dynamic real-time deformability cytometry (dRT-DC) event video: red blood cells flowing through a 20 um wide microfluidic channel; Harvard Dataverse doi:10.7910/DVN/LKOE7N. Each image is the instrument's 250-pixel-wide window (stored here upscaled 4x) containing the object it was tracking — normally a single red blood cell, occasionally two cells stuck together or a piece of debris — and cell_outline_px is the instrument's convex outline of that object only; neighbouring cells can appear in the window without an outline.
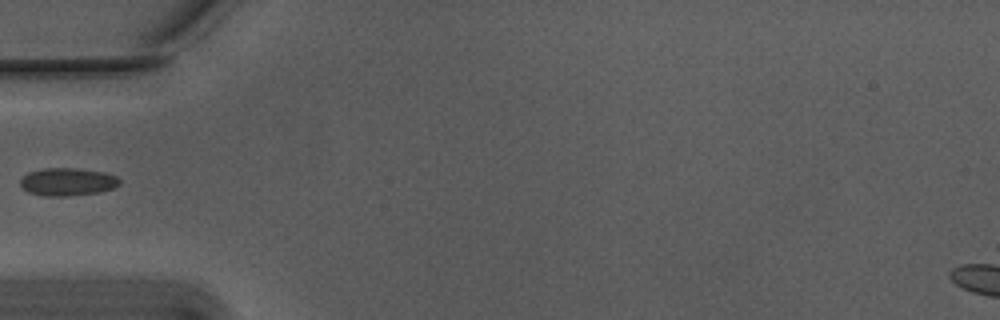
{"species": "Egyptian fruit bat (a non-hibernating species)", "species_latin": "Rousettus aegyptiacus", "temperature_condition": "warm", "stored_images_in_passage": 37, "camera_frame_rate_fps": 3000, "um_per_image_px": 0.085, "animal": {"sex": "male"}, "frame": {"image": 1, "passage_image": 1, "time_ms": 0.0, "image_size_px": [1000, 320], "cell_outline_px": [[120, 184], [112, 188], [100, 192], [68, 196], [44, 196], [28, 192], [20, 184], [20, 180], [28, 172], [44, 168], [76, 168], [104, 172], [116, 176], [120, 180]], "centroid_in_image_um": [5.74, 15.45], "position_along_channel_um": 79.3, "area_um2": 16.07}}
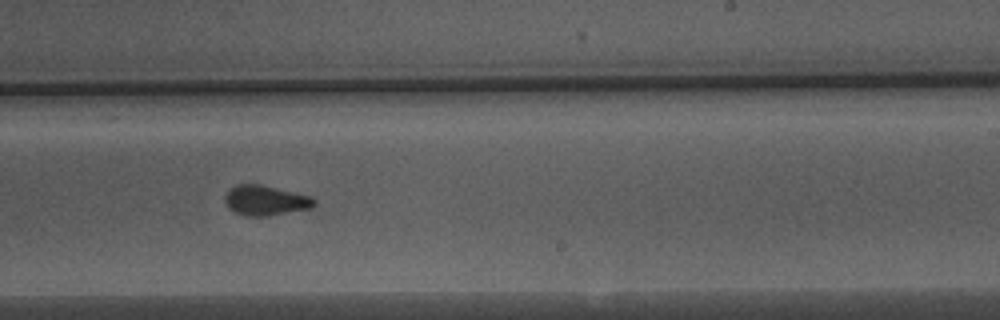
{"frame": {"image": 2, "passage_image": 16, "time_ms": 5.0, "image_size_px": [1000, 320], "cell_outline_px": [[316, 204], [312, 208], [268, 216], [244, 216], [232, 212], [228, 208], [224, 200], [224, 196], [228, 188], [236, 184], [260, 184], [308, 196], [316, 200]], "centroid_in_image_um": [22.5, 17.04], "position_along_channel_um": 266.5, "area_um2": 15.78}}
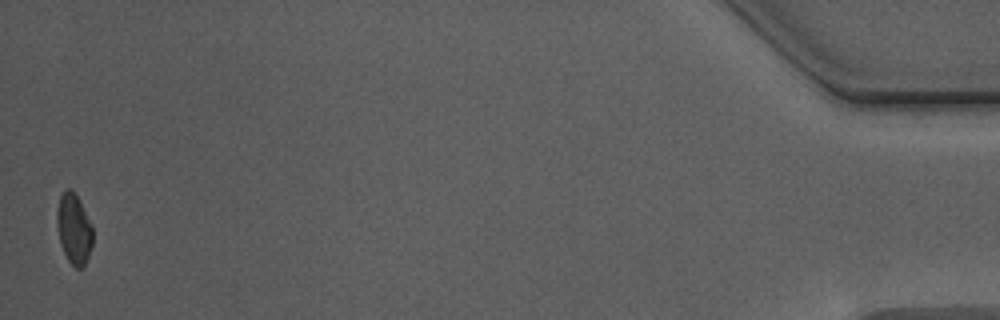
{"frame": {"image": 3, "passage_image": 37, "time_ms": 12.0, "image_size_px": [1000, 320], "cell_outline_px": [[92, 244], [88, 256], [84, 264], [80, 268], [76, 268], [68, 260], [60, 244], [56, 224], [56, 212], [60, 196], [64, 188], [72, 188], [76, 192], [92, 224]], "centroid_in_image_um": [6.27, 19.38], "position_along_channel_um": 428.9, "area_um2": 14.91}}